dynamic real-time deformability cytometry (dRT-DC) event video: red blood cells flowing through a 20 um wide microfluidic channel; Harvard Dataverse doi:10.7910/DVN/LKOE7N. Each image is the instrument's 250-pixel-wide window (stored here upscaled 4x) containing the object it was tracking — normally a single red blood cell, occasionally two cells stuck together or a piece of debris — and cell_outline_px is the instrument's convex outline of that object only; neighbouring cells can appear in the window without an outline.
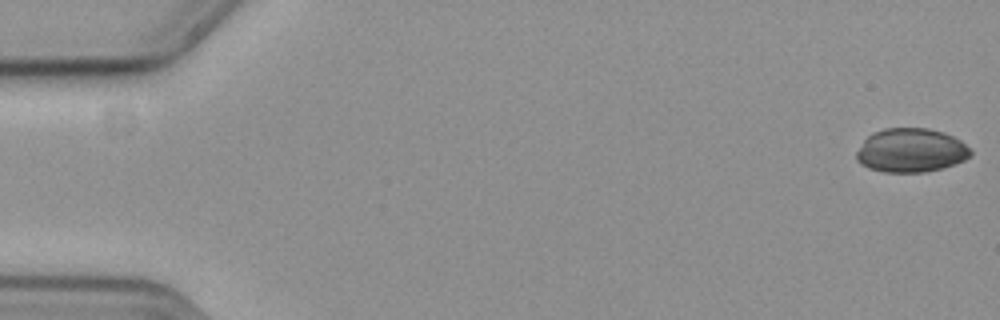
{"species": "common noctule bat (a hibernating species)", "species_latin": "Nyctalus noctula", "temperature_condition": "cold", "stored_images_in_passage": 57, "camera_frame_rate_fps": 3000, "um_per_image_px": 0.085, "animal": {"sex": "female", "body_mass_g": 19.3, "forearm_length_mm": 54.1}, "frame": {"image": 1, "passage_image": 1, "time_ms": 0.0, "image_size_px": [1000, 320], "cell_outline_px": [[972, 156], [964, 160], [940, 168], [924, 172], [884, 172], [868, 168], [860, 164], [856, 160], [856, 152], [864, 140], [872, 132], [884, 128], [928, 128], [944, 132], [960, 140], [972, 148]], "centroid_in_image_um": [77.43, 12.77], "position_along_channel_um": 7.6, "area_um2": 29.36}}
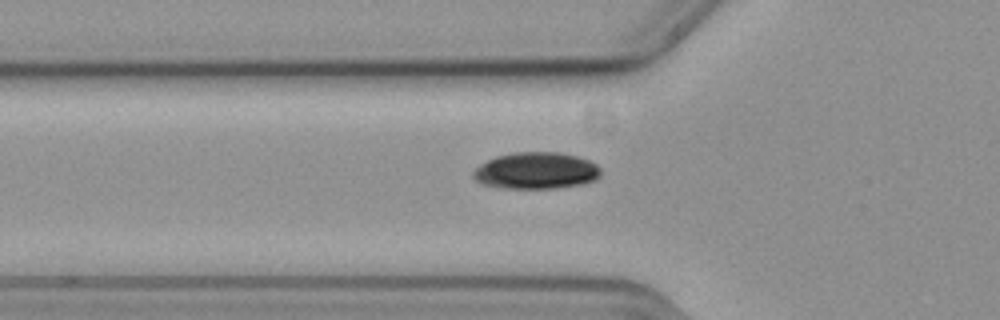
{"frame": {"image": 2, "passage_image": 20, "time_ms": 6.333, "image_size_px": [1000, 320], "cell_outline_px": [[600, 176], [596, 180], [584, 184], [556, 188], [500, 188], [480, 184], [472, 176], [472, 172], [480, 164], [496, 156], [512, 152], [560, 152], [576, 156], [588, 160], [596, 164], [600, 168]], "centroid_in_image_um": [45.56, 14.51], "position_along_channel_um": 80.2, "area_um2": 27.51}}
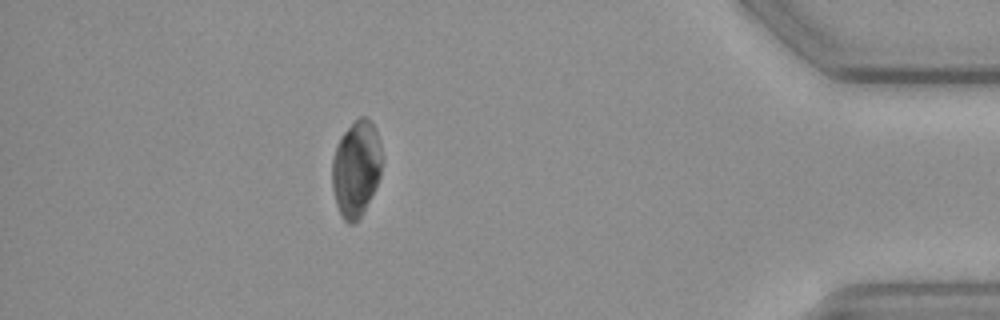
{"frame": {"image": 3, "passage_image": 51, "time_ms": 16.667, "image_size_px": [1000, 320], "cell_outline_px": [[384, 160], [380, 176], [360, 216], [352, 224], [348, 224], [340, 216], [336, 204], [332, 188], [332, 160], [336, 144], [340, 136], [360, 116], [368, 116], [376, 128], [384, 156]], "centroid_in_image_um": [30.28, 14.28], "position_along_channel_um": 404.9, "area_um2": 28.21}}